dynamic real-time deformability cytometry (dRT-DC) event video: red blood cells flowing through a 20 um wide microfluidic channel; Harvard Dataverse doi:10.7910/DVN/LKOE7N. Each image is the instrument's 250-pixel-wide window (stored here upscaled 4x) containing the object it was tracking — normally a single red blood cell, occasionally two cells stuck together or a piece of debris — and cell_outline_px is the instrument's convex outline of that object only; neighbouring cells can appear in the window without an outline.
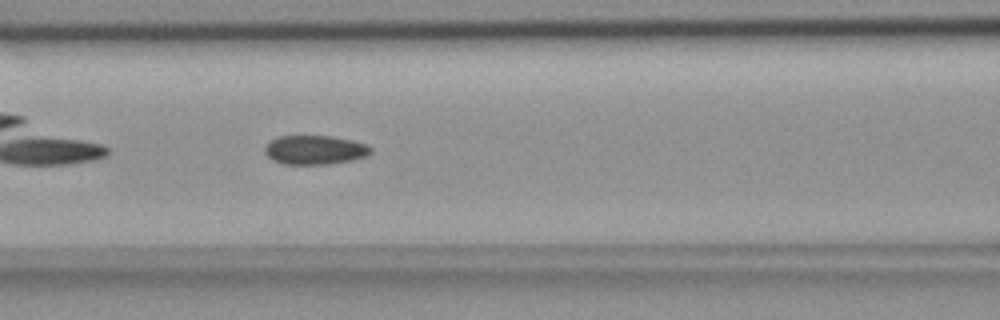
{"species": "common noctule bat (a hibernating species)", "species_latin": "Nyctalus noctula", "temperature_condition": "room temperature", "stored_images_in_passage": 40, "camera_frame_rate_fps": 3000, "um_per_image_px": 0.085, "animal": {"sex": "female", "body_mass_g": 18.4}, "frame": {"image": 1, "passage_image": 8, "time_ms": 2.333, "image_size_px": [1000, 320], "cell_outline_px": [[372, 152], [368, 156], [352, 160], [328, 164], [284, 164], [268, 156], [264, 152], [264, 148], [276, 136], [332, 136], [352, 140], [364, 144], [372, 148]], "centroid_in_image_um": [26.79, 12.74], "position_along_channel_um": 139.8, "area_um2": 17.86}}
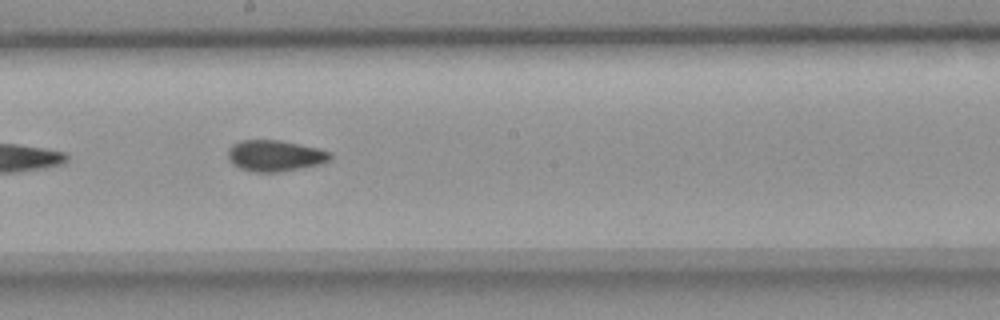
{"frame": {"image": 2, "passage_image": 15, "time_ms": 4.667, "image_size_px": [1000, 320], "cell_outline_px": [[332, 156], [324, 164], [280, 172], [256, 172], [240, 168], [232, 164], [228, 160], [228, 148], [232, 144], [240, 140], [276, 140], [316, 148], [328, 152]], "centroid_in_image_um": [23.33, 13.25], "position_along_channel_um": 224.9, "area_um2": 18.5}}
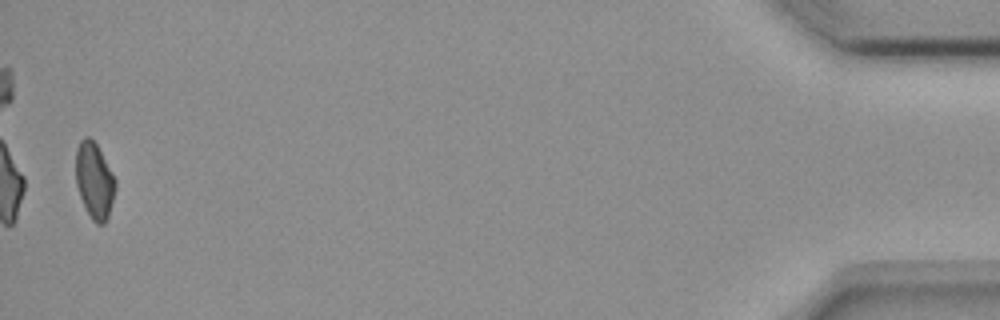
{"frame": {"image": 3, "passage_image": 39, "time_ms": 12.667, "image_size_px": [1000, 320], "cell_outline_px": [[116, 188], [108, 216], [104, 224], [96, 224], [92, 220], [80, 196], [76, 184], [76, 148], [80, 140], [84, 136], [88, 136], [96, 144], [116, 180]], "centroid_in_image_um": [8.02, 15.34], "position_along_channel_um": 427.2, "area_um2": 17.34}, "authors_computed_cell_mechanics": {"area_um2": 17.9758, "velocity_mm_per_s": 3.6545, "shape_relaxation_time_tau1_ms": 9.59, "shape_relaxation_time_tau2_ms": 2.5344, "deformation_change_tau1": 0.1176, "deformation_change_tau2": 0.0669}}